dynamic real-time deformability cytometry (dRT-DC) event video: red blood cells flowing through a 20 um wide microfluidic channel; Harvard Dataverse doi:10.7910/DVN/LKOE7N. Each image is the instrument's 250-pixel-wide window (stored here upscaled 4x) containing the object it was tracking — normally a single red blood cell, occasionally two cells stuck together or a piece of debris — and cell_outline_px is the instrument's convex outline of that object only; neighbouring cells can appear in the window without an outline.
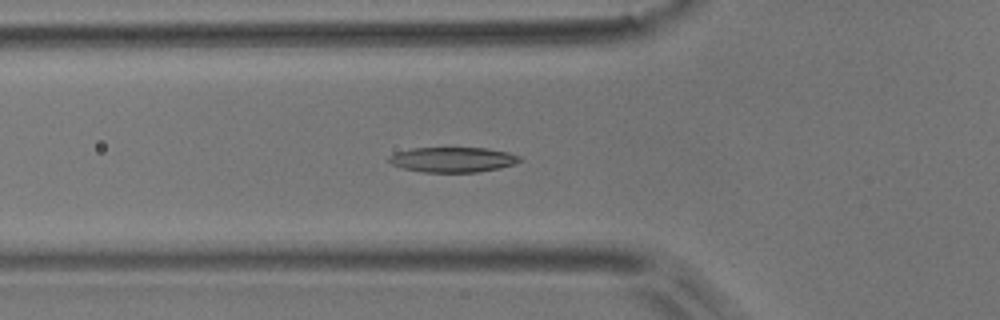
{"species": "common noctule bat (a hibernating species)", "species_latin": "Nyctalus noctula", "temperature_condition": "room temperature", "stored_images_in_passage": 38, "camera_frame_rate_fps": 3000, "um_per_image_px": 0.085, "animal": {"sex": "male", "body_mass_g": 17.9}, "frame": {"image": 1, "passage_image": 2, "time_ms": 0.333, "image_size_px": [1000, 320], "cell_outline_px": [[520, 160], [512, 164], [500, 168], [476, 172], [424, 172], [404, 168], [392, 164], [388, 160], [388, 156], [396, 152], [412, 148], [488, 148], [508, 152], [520, 156]], "centroid_in_image_um": [38.47, 13.56], "position_along_channel_um": 87.3, "area_um2": 18.96}}
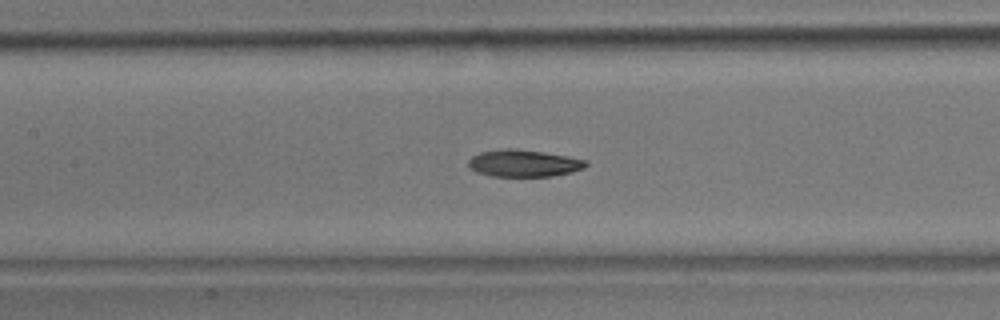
{"frame": {"image": 2, "passage_image": 8, "time_ms": 2.333, "image_size_px": [1000, 320], "cell_outline_px": [[588, 164], [584, 168], [572, 172], [552, 176], [492, 176], [476, 172], [468, 168], [468, 160], [472, 156], [480, 152], [504, 148], [516, 148], [544, 152], [568, 156], [588, 160]], "centroid_in_image_um": [44.51, 13.87], "position_along_channel_um": 162.9, "area_um2": 18.73}}
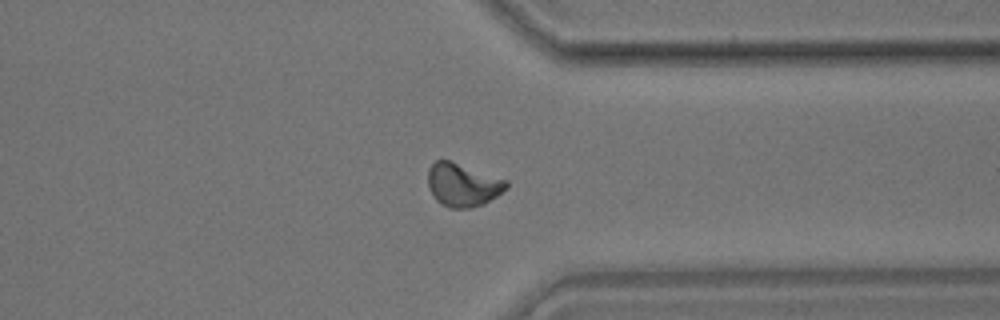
{"frame": {"image": 3, "passage_image": 25, "time_ms": 8.0, "image_size_px": [1000, 320], "cell_outline_px": [[508, 188], [484, 204], [472, 208], [448, 208], [440, 204], [432, 196], [428, 184], [428, 168], [436, 160], [448, 160], [508, 180]], "centroid_in_image_um": [39.33, 15.73], "position_along_channel_um": 372.1, "area_um2": 19.83}}